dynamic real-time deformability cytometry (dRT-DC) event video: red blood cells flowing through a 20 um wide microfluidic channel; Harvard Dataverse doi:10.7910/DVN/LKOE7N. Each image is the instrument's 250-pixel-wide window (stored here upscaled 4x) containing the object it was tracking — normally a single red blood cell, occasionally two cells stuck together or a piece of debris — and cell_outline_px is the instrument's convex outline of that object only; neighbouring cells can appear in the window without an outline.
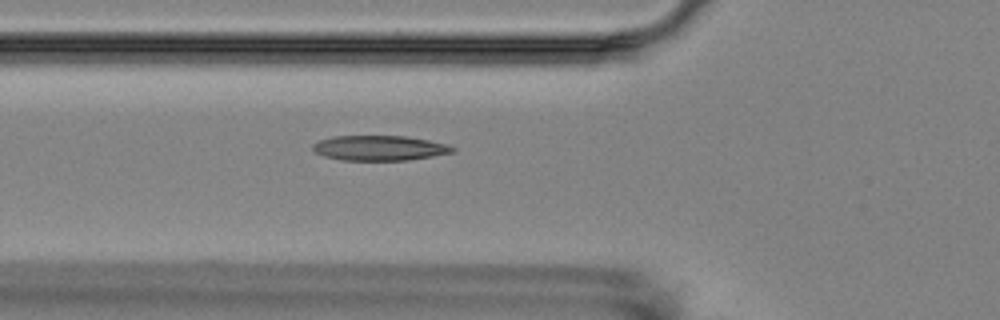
{"species": "Egyptian fruit bat (a non-hibernating species)", "species_latin": "Rousettus aegyptiacus", "temperature_condition": "room temperature", "stored_images_in_passage": 2, "camera_frame_rate_fps": 3000, "um_per_image_px": 0.085, "animal": {"sex": "female"}, "frame": {"image": 1, "passage_image": 2, "time_ms": 1.0, "image_size_px": [1000, 320], "cell_outline_px": [[456, 152], [408, 160], [340, 160], [324, 156], [316, 152], [312, 148], [312, 144], [320, 140], [332, 136], [404, 136], [428, 140], [448, 144], [456, 148]], "centroid_in_image_um": [32.27, 12.58], "position_along_channel_um": 93.5, "area_um2": 20.4}}